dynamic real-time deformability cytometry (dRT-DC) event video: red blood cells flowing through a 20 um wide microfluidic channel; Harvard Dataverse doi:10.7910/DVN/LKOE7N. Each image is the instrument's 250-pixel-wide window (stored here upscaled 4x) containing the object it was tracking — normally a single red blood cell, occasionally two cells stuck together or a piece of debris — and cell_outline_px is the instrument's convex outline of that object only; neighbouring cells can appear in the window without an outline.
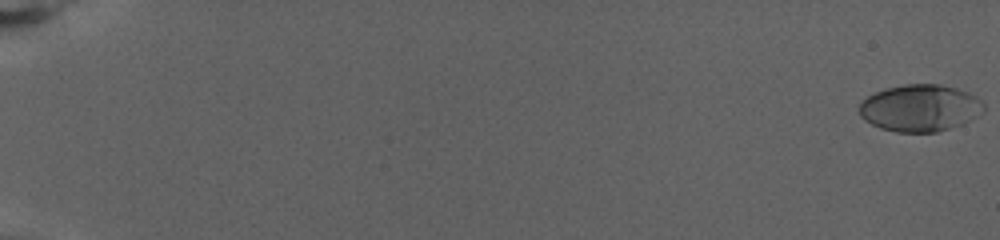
{"species": "human", "species_latin": "Homo sapiens", "temperature_condition": "warm", "stored_images_in_passage": 79, "camera_frame_rate_fps": 3000, "um_per_image_px": 0.085, "donor": {"sex": "female"}, "frame": {"image": 1, "passage_image": 1, "time_ms": 0.0, "image_size_px": [1000, 240], "cell_outline_px": [[984, 112], [960, 124], [936, 132], [896, 132], [880, 128], [864, 120], [860, 116], [860, 104], [868, 96], [876, 92], [888, 88], [904, 84], [940, 84], [956, 88], [968, 92], [976, 96], [984, 104]], "centroid_in_image_um": [78.2, 9.18], "position_along_channel_um": 6.8, "area_um2": 33.81}}
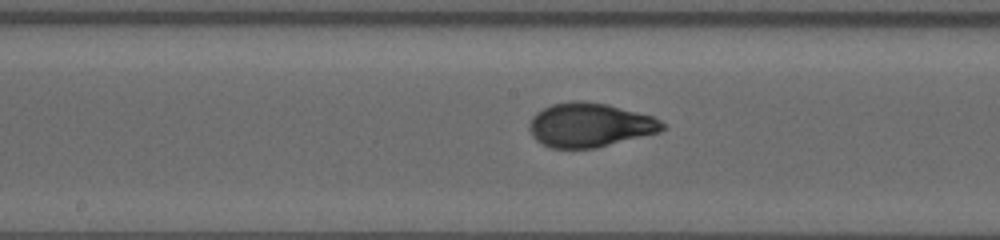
{"frame": {"image": 2, "passage_image": 45, "time_ms": 14.667, "image_size_px": [1000, 240], "cell_outline_px": [[664, 128], [660, 132], [596, 148], [552, 148], [536, 140], [532, 136], [528, 128], [528, 124], [532, 116], [536, 112], [552, 104], [572, 100], [584, 100], [608, 104], [652, 116], [660, 120], [664, 124]], "centroid_in_image_um": [50.11, 10.61], "position_along_channel_um": 198.1, "area_um2": 34.33}}
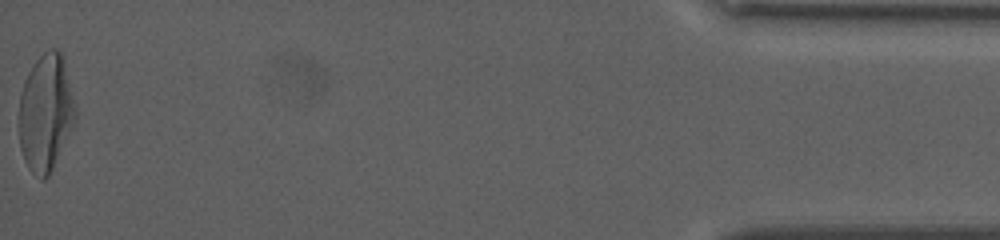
{"frame": {"image": 3, "passage_image": 79, "time_ms": 26.0, "image_size_px": [1000, 240], "cell_outline_px": [[76, 120], [48, 176], [44, 180], [40, 180], [28, 168], [24, 160], [20, 148], [20, 96], [24, 80], [32, 64], [48, 48], [56, 48], [60, 52], [64, 60], [76, 108]], "centroid_in_image_um": [3.89, 9.56], "position_along_channel_um": 431.3, "area_um2": 38.26}, "authors_computed_cell_mechanics": {"area_um2": 32.7148, "velocity_mm_per_s": 2.7862, "shape_relaxation_time_tau1_ms": 5.7227, "shape_relaxation_time_tau2_ms": 1.0556, "deformation_change_tau1": 0.2155, "deformation_change_tau2": 0.0572}}